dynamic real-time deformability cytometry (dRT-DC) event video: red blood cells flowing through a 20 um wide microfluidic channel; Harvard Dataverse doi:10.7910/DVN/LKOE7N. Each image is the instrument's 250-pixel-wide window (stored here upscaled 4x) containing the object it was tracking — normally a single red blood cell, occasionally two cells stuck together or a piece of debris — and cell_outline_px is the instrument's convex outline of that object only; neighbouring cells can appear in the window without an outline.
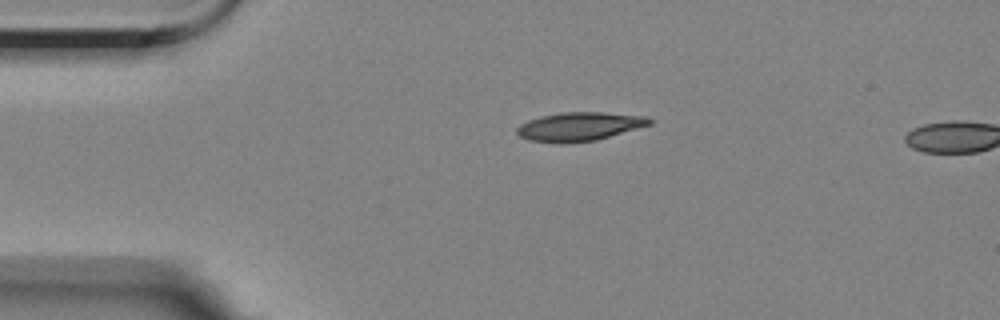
{"species": "Egyptian fruit bat (a non-hibernating species)", "species_latin": "Rousettus aegyptiacus", "temperature_condition": "room temperature", "stored_images_in_passage": 3, "camera_frame_rate_fps": 3000, "um_per_image_px": 0.085, "animal": {"sex": "female"}, "frame": {"image": 1, "passage_image": 1, "time_ms": 0.0, "image_size_px": [1000, 320], "cell_outline_px": [[652, 124], [596, 140], [528, 140], [520, 136], [516, 132], [516, 128], [520, 124], [528, 120], [540, 116], [560, 112], [604, 112], [648, 116], [652, 120]], "centroid_in_image_um": [49.3, 10.69], "position_along_channel_um": 35.7, "area_um2": 21.39}}